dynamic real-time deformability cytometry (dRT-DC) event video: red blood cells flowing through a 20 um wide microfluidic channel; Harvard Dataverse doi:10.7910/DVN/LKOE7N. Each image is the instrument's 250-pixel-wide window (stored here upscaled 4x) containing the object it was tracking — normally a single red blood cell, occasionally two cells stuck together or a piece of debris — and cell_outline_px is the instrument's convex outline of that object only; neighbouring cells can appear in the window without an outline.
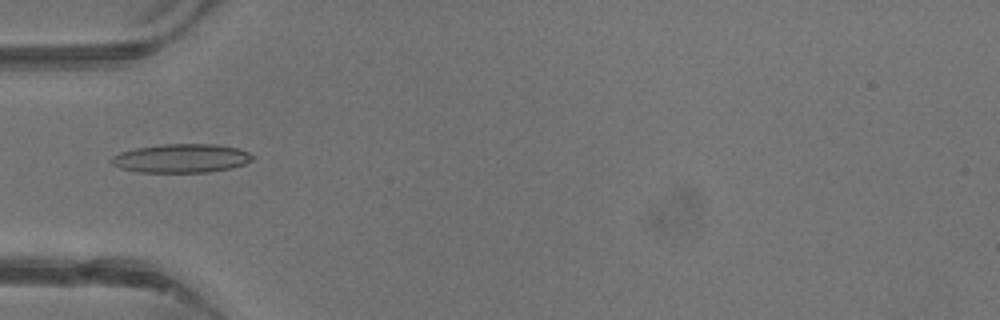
{"species": "common noctule bat (a hibernating species)", "species_latin": "Nyctalus noctula", "temperature_condition": "warm", "stored_images_in_passage": 32, "camera_frame_rate_fps": 3000, "um_per_image_px": 0.085, "animal": {"sex": "male", "body_mass_g": 13.3}, "frame": {"image": 1, "passage_image": 3, "time_ms": 0.667, "image_size_px": [1000, 320], "cell_outline_px": [[256, 156], [252, 160], [244, 164], [232, 168], [208, 172], [140, 172], [120, 168], [112, 164], [112, 156], [120, 152], [136, 148], [164, 144], [216, 144], [236, 148], [248, 152]], "centroid_in_image_um": [15.44, 13.45], "position_along_channel_um": 69.6, "area_um2": 23.58}}
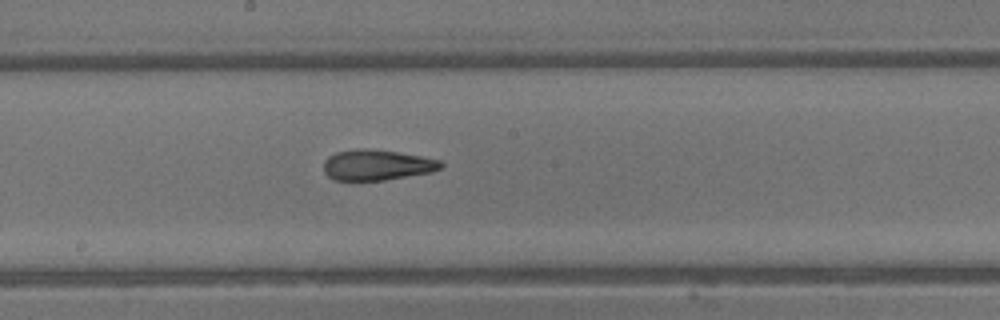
{"frame": {"image": 2, "passage_image": 12, "time_ms": 3.667, "image_size_px": [1000, 320], "cell_outline_px": [[444, 164], [440, 168], [432, 172], [384, 180], [336, 180], [328, 176], [324, 172], [324, 160], [328, 156], [336, 152], [396, 152], [420, 156], [440, 160]], "centroid_in_image_um": [32.07, 14.08], "position_along_channel_um": 216.1, "area_um2": 19.83}}
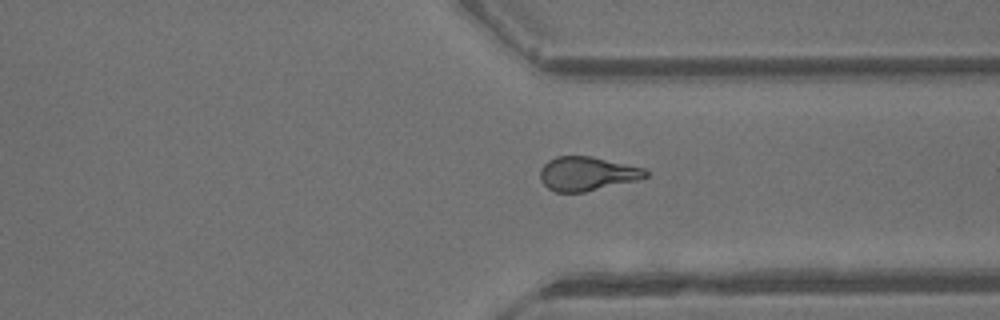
{"frame": {"image": 3, "passage_image": 21, "time_ms": 6.667, "image_size_px": [1000, 320], "cell_outline_px": [[648, 176], [636, 180], [584, 192], [556, 192], [548, 188], [540, 180], [540, 168], [548, 160], [556, 156], [592, 156], [644, 168], [648, 172]], "centroid_in_image_um": [49.87, 14.75], "position_along_channel_um": 361.5, "area_um2": 20.81}, "authors_computed_cell_mechanics": {"area_um2": 21.1837, "velocity_mm_per_s": 4.8655, "shape_relaxation_time_tau1_ms": null, "shape_relaxation_time_tau2_ms": 1.7664, "deformation_change_tau1": null, "deformation_change_tau2": 0.1086}}